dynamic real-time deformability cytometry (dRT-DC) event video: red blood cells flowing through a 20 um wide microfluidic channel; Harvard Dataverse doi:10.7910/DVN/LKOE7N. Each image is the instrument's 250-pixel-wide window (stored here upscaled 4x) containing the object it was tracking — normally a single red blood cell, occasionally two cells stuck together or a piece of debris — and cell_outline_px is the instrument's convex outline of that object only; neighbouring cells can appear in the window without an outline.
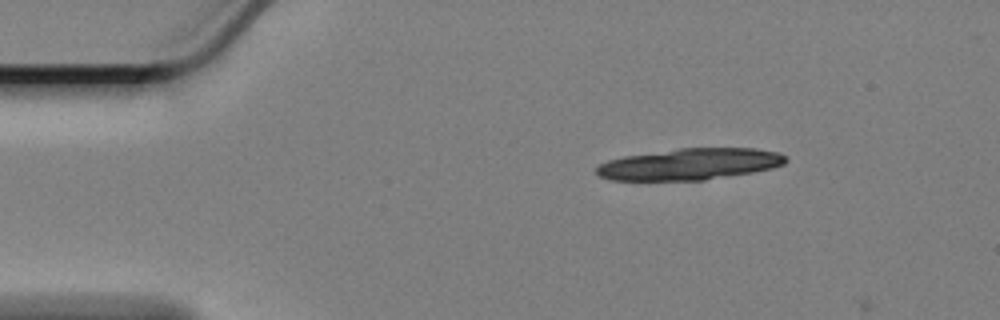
{"species": "Egyptian fruit bat (a non-hibernating species)", "species_latin": "Rousettus aegyptiacus", "temperature_condition": "cold", "stored_images_in_passage": 2, "camera_frame_rate_fps": 3000, "um_per_image_px": 0.085, "animal": {"sex": "female"}, "frame": {"image": 1, "passage_image": 1, "time_ms": 0.0, "image_size_px": [1000, 320], "cell_outline_px": [[788, 160], [784, 164], [772, 168], [752, 172], [704, 180], [612, 180], [600, 176], [596, 172], [596, 168], [600, 164], [608, 160], [624, 156], [680, 148], [752, 148], [776, 152], [784, 156]], "centroid_in_image_um": [58.62, 13.95], "position_along_channel_um": 26.4, "area_um2": 34.39}}